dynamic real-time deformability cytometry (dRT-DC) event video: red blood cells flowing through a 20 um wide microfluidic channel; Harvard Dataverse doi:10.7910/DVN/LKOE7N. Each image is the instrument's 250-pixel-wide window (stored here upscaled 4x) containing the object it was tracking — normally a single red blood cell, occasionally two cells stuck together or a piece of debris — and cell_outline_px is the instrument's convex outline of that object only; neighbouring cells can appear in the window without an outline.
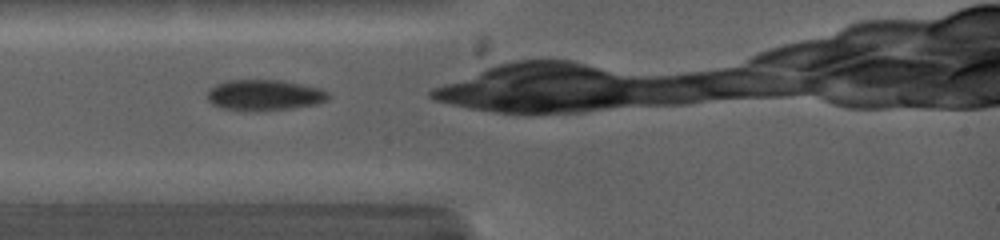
{"species": "common noctule bat (a hibernating species)", "species_latin": "Nyctalus noctula", "temperature_condition": "warm", "stored_images_in_passage": 5, "camera_frame_rate_fps": 5000, "um_per_image_px": 0.085, "animal": {"sex": "female", "body_mass_g": 19.0, "forearm_length_mm": 53.3}, "frame": {"image": 1, "passage_image": 2, "time_ms": 0.4, "image_size_px": [1000, 240], "cell_outline_px": [[332, 96], [328, 100], [316, 104], [292, 108], [220, 108], [212, 104], [208, 100], [208, 88], [216, 84], [228, 80], [276, 80], [300, 84], [320, 88], [328, 92]], "centroid_in_image_um": [22.5, 8.04], "position_along_channel_um": 62.5, "area_um2": 20.92}}